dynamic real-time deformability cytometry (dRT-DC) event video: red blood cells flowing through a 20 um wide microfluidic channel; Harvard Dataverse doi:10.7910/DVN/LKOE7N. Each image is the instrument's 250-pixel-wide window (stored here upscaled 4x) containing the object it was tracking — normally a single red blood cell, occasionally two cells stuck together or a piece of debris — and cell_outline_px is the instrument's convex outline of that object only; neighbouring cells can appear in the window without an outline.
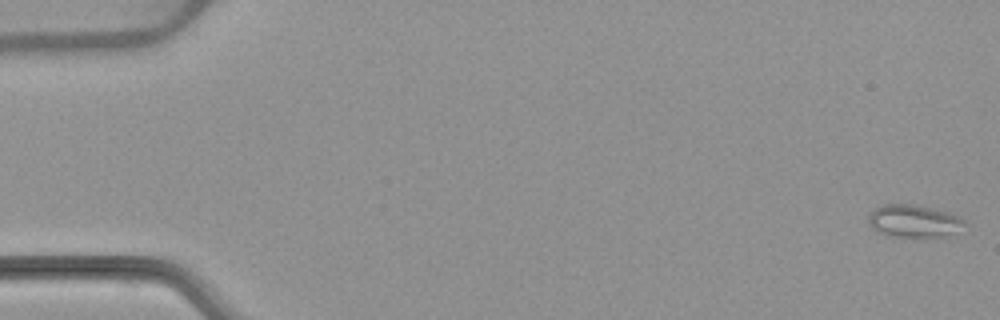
{"species": "common noctule bat (a hibernating species)", "species_latin": "Nyctalus noctula", "temperature_condition": "warm", "stored_images_in_passage": 53, "camera_frame_rate_fps": 3000, "um_per_image_px": 0.085, "animal": {"sex": "female", "body_mass_g": 22.7, "forearm_length_mm": 54.2}, "frame": {"image": 1, "passage_image": 1, "time_ms": 0.0, "image_size_px": [1000, 320], "cell_outline_px": [[968, 224], [956, 232], [944, 236], [892, 236], [880, 232], [872, 228], [868, 224], [868, 216], [876, 208], [884, 204], [916, 204], [948, 212], [964, 220]], "centroid_in_image_um": [77.68, 18.77], "position_along_channel_um": 7.3, "area_um2": 18.03}}
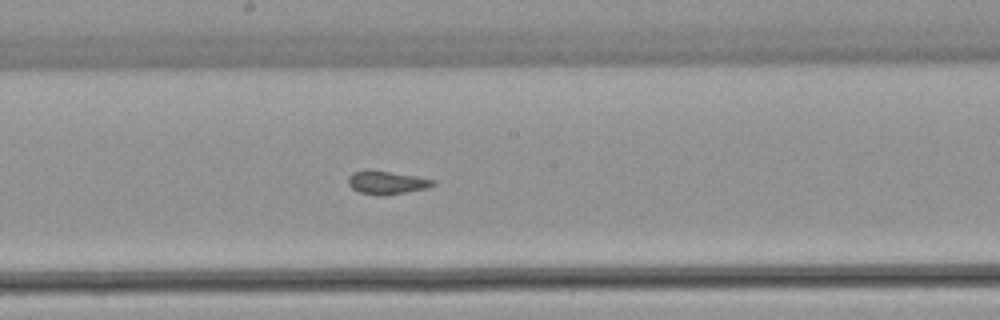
{"frame": {"image": 2, "passage_image": 29, "time_ms": 9.333, "image_size_px": [1000, 320], "cell_outline_px": [[436, 184], [428, 188], [384, 196], [380, 196], [360, 192], [352, 188], [348, 184], [348, 176], [352, 172], [368, 168], [416, 176], [436, 180]], "centroid_in_image_um": [32.86, 15.5], "position_along_channel_um": 215.3, "area_um2": 11.79}}
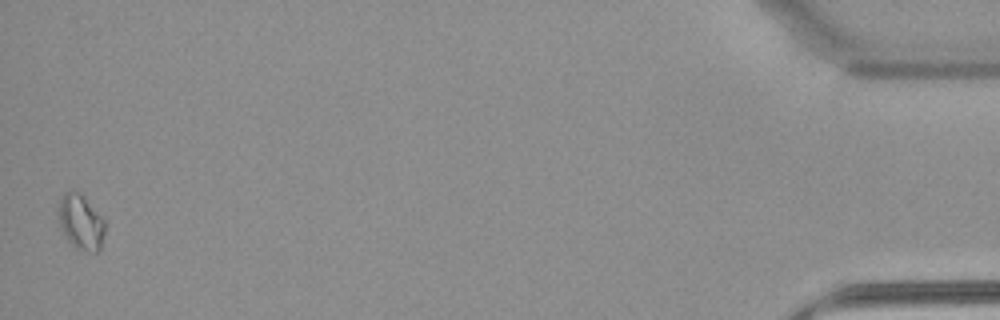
{"frame": {"image": 3, "passage_image": 53, "time_ms": 17.333, "image_size_px": [1000, 320], "cell_outline_px": [[104, 232], [100, 248], [96, 252], [88, 252], [76, 248], [68, 240], [60, 228], [60, 200], [64, 192], [80, 192], [104, 220]], "centroid_in_image_um": [6.88, 18.9], "position_along_channel_um": 428.3, "area_um2": 14.45}}